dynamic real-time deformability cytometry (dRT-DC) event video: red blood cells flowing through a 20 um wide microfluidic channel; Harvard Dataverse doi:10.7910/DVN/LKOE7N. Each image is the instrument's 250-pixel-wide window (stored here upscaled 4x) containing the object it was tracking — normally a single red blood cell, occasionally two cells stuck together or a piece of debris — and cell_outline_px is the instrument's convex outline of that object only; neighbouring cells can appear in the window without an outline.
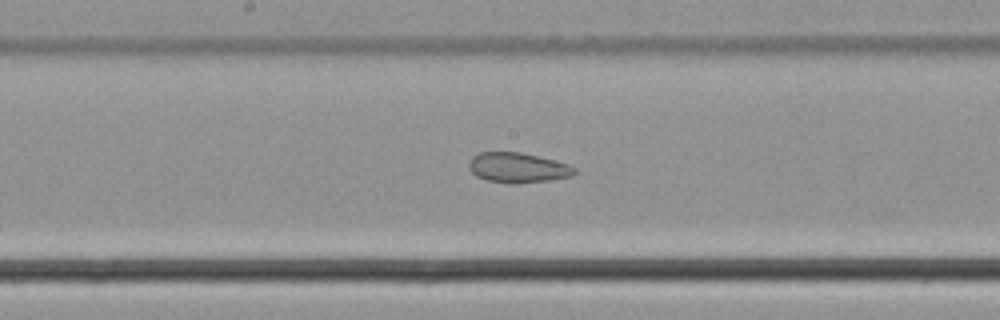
{"species": "common noctule bat (a hibernating species)", "species_latin": "Nyctalus noctula", "temperature_condition": "cold", "stored_images_in_passage": 27, "camera_frame_rate_fps": 3000, "um_per_image_px": 0.085, "animal": {"sex": "male", "body_mass_g": 21.5, "forearm_length_mm": 52.0}, "frame": {"image": 1, "passage_image": 12, "time_ms": 3.667, "image_size_px": [1000, 320], "cell_outline_px": [[576, 172], [572, 176], [548, 180], [516, 184], [488, 180], [476, 176], [468, 168], [468, 164], [472, 156], [480, 152], [520, 152], [568, 164], [576, 168]], "centroid_in_image_um": [43.99, 14.25], "position_along_channel_um": 204.2, "area_um2": 18.32}}
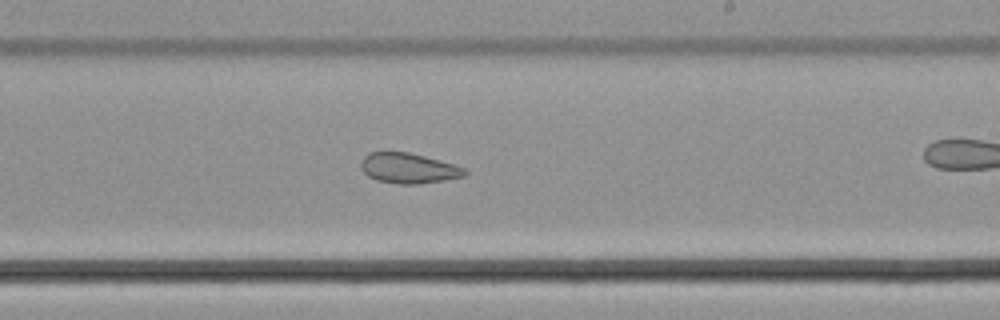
{"frame": {"image": 2, "passage_image": 16, "time_ms": 5.0, "image_size_px": [1000, 320], "cell_outline_px": [[468, 172], [464, 176], [444, 180], [420, 184], [400, 184], [376, 180], [368, 176], [360, 168], [360, 164], [364, 156], [368, 152], [408, 152], [424, 156], [452, 164], [464, 168]], "centroid_in_image_um": [34.69, 14.3], "position_along_channel_um": 254.3, "area_um2": 18.21}}